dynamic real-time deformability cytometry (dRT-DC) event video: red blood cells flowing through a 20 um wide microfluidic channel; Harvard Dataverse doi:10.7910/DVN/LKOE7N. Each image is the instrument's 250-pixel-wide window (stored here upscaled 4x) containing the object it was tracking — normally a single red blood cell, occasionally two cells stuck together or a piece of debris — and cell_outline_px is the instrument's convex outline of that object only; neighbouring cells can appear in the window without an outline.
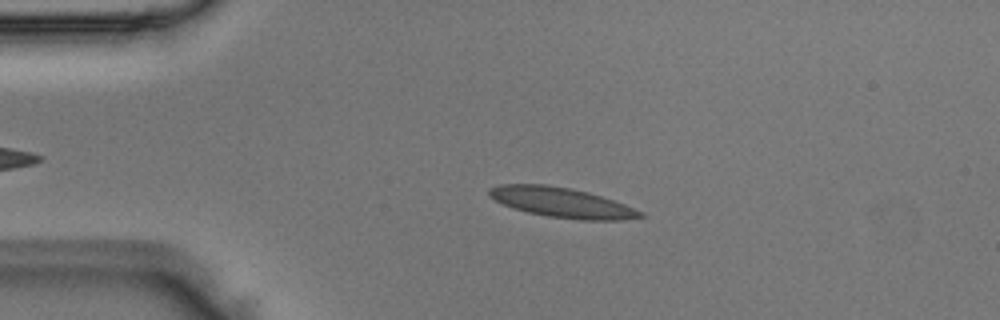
{"species": "Egyptian fruit bat (a non-hibernating species)", "species_latin": "Rousettus aegyptiacus", "temperature_condition": "room temperature", "stored_images_in_passage": 37, "camera_frame_rate_fps": 3000, "um_per_image_px": 0.085, "animal": {"sex": "male"}, "frame": {"image": 1, "passage_image": 3, "time_ms": 0.667, "image_size_px": [1000, 320], "cell_outline_px": [[648, 216], [620, 220], [580, 220], [548, 216], [528, 212], [512, 208], [488, 196], [488, 188], [500, 184], [544, 184], [572, 188], [588, 192], [624, 204], [644, 212]], "centroid_in_image_um": [47.75, 17.21], "position_along_channel_um": 37.3, "area_um2": 26.36}}
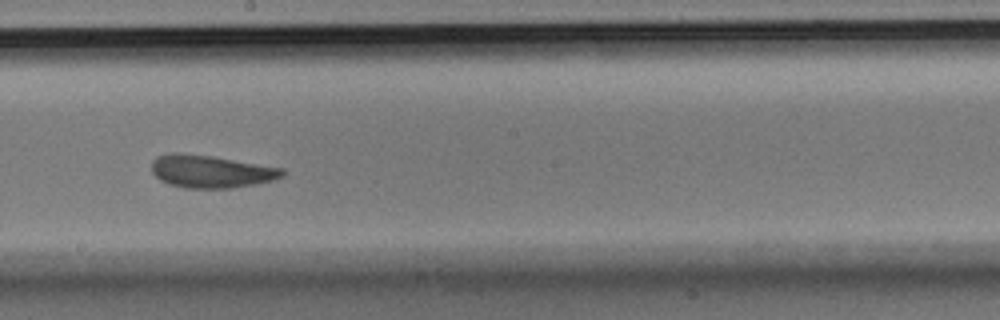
{"frame": {"image": 2, "passage_image": 20, "time_ms": 6.333, "image_size_px": [1000, 320], "cell_outline_px": [[284, 176], [272, 180], [256, 184], [232, 188], [184, 188], [168, 184], [160, 180], [152, 172], [152, 160], [156, 156], [172, 152], [180, 152], [212, 156], [284, 168]], "centroid_in_image_um": [17.91, 14.57], "position_along_channel_um": 230.3, "area_um2": 25.09}}
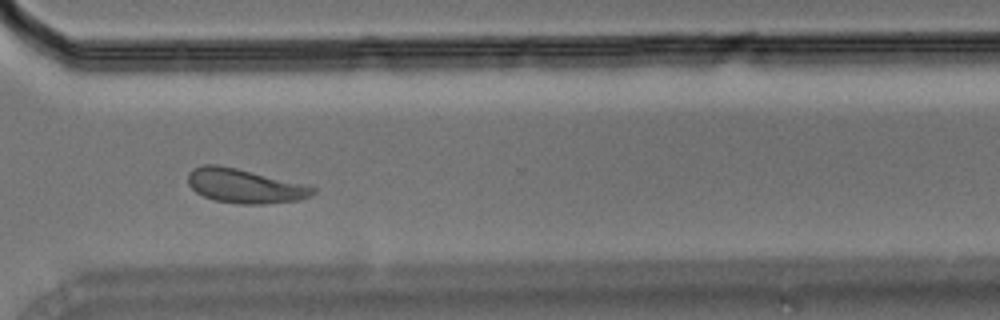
{"frame": {"image": 3, "passage_image": 29, "time_ms": 9.333, "image_size_px": [1000, 320], "cell_outline_px": [[316, 192], [312, 196], [300, 200], [264, 204], [236, 204], [216, 200], [204, 196], [196, 192], [188, 184], [188, 172], [192, 168], [204, 164], [216, 164], [236, 168], [308, 184], [316, 188]], "centroid_in_image_um": [20.84, 15.8], "position_along_channel_um": 349.8, "area_um2": 25.2}}